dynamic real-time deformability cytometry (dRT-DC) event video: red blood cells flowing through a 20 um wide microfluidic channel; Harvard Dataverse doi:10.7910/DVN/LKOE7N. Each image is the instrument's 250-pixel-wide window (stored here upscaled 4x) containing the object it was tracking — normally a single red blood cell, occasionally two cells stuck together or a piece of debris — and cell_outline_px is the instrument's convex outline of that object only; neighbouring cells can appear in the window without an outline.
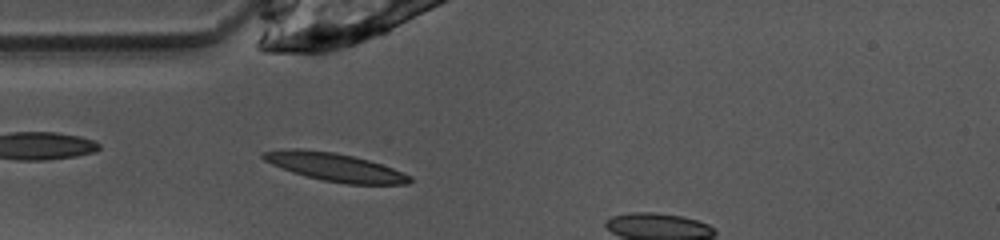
{"species": "common noctule bat (a hibernating species)", "species_latin": "Nyctalus noctula", "temperature_condition": "warm", "stored_images_in_passage": 6, "camera_frame_rate_fps": 3000, "um_per_image_px": 0.085, "animal": {"sex": "female", "body_mass_g": 10.0, "forearm_length_mm": 53.1}, "frame": {"image": 1, "passage_image": 2, "time_ms": 0.333, "image_size_px": [1000, 240], "cell_outline_px": [[412, 180], [408, 184], [348, 184], [324, 180], [292, 172], [272, 164], [264, 160], [260, 156], [260, 152], [296, 148], [300, 148], [332, 152], [352, 156], [368, 160], [392, 168], [412, 176]], "centroid_in_image_um": [28.46, 14.2], "position_along_channel_um": 56.5, "area_um2": 23.7}}
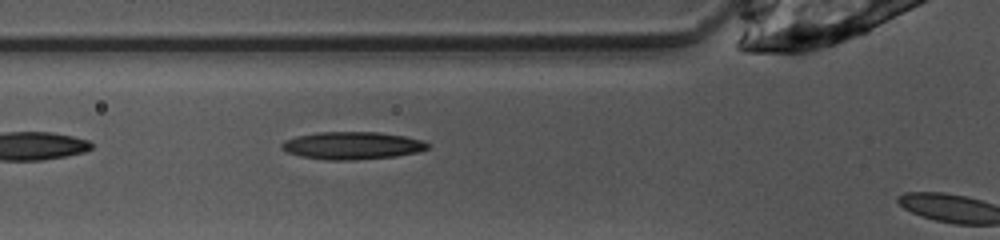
{"frame": {"image": 2, "passage_image": 5, "time_ms": 1.333, "image_size_px": [1000, 240], "cell_outline_px": [[428, 148], [416, 152], [396, 156], [352, 160], [324, 160], [300, 156], [288, 152], [280, 148], [280, 144], [284, 140], [296, 136], [316, 132], [380, 132], [404, 136], [424, 140], [428, 144]], "centroid_in_image_um": [29.9, 12.37], "position_along_channel_um": 95.9, "area_um2": 23.52}}